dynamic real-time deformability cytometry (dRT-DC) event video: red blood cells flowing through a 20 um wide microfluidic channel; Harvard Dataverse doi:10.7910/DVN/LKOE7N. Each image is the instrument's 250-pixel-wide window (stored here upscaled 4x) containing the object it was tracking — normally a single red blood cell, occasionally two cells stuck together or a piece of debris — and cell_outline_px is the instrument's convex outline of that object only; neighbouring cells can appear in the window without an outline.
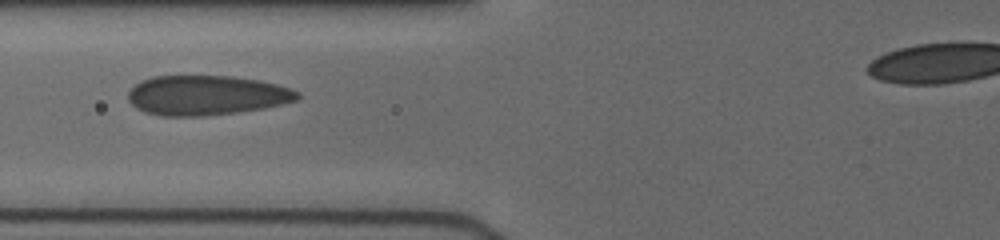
{"species": "human", "species_latin": "Homo sapiens", "temperature_condition": "cold", "stored_images_in_passage": 12, "camera_frame_rate_fps": 3000, "um_per_image_px": 0.085, "donor": {"sex": "female"}, "frame": {"image": 1, "passage_image": 3, "time_ms": 2.333, "image_size_px": [1000, 240], "cell_outline_px": [[300, 96], [296, 100], [264, 108], [236, 112], [200, 116], [160, 116], [144, 112], [136, 108], [128, 100], [128, 92], [140, 80], [152, 76], [232, 76], [260, 80], [292, 88], [300, 92]], "centroid_in_image_um": [17.53, 8.09], "position_along_channel_um": 108.3, "area_um2": 39.3}}
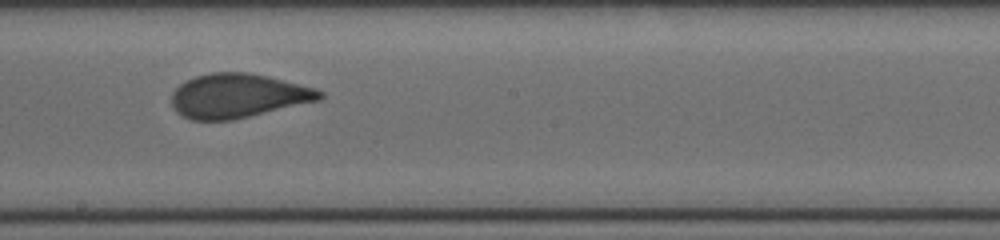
{"frame": {"image": 2, "passage_image": 6, "time_ms": 5.333, "image_size_px": [1000, 240], "cell_outline_px": [[324, 96], [320, 100], [232, 120], [192, 120], [176, 112], [172, 104], [172, 92], [180, 84], [196, 76], [212, 72], [248, 72], [268, 76], [316, 88], [324, 92]], "centroid_in_image_um": [20.24, 8.14], "position_along_channel_um": 228.0, "area_um2": 38.03}}
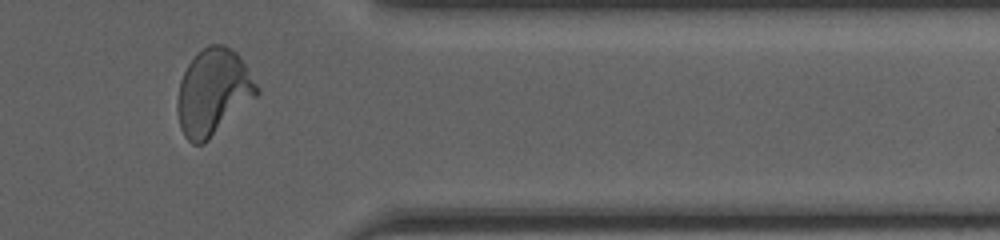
{"frame": {"image": 3, "passage_image": 10, "time_ms": 9.667, "image_size_px": [1000, 240], "cell_outline_px": [[260, 92], [256, 96], [204, 144], [192, 144], [184, 136], [180, 128], [176, 108], [176, 100], [180, 80], [188, 64], [208, 44], [224, 44], [236, 52], [260, 88]], "centroid_in_image_um": [18.09, 7.85], "position_along_channel_um": 393.3, "area_um2": 39.65}}